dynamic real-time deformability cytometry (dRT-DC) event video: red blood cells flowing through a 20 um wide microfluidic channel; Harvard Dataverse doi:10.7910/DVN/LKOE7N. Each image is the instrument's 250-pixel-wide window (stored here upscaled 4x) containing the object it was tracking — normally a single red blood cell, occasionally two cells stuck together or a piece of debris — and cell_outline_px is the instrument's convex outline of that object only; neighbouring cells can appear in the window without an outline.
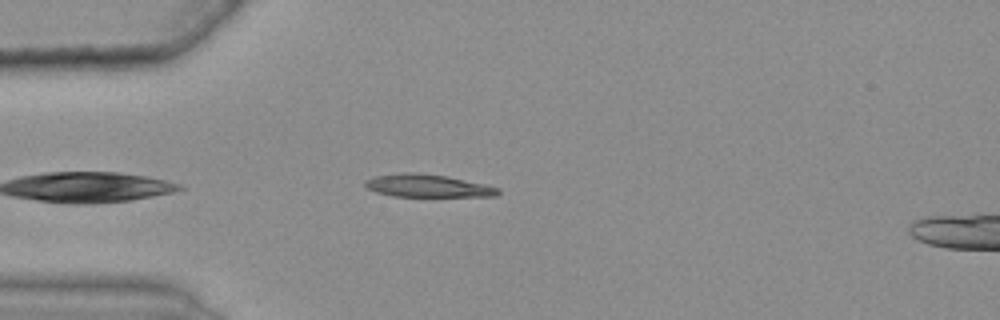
{"species": "common noctule bat (a hibernating species)", "species_latin": "Nyctalus noctula", "temperature_condition": "warm", "stored_images_in_passage": 14, "camera_frame_rate_fps": 3000, "um_per_image_px": 0.085, "animal": {"sex": "female", "body_mass_g": 25.1}, "frame": {"image": 1, "passage_image": 1, "time_ms": 0.0, "image_size_px": [1000, 320], "cell_outline_px": [[500, 192], [496, 196], [392, 196], [376, 192], [368, 188], [364, 184], [364, 180], [372, 176], [408, 172], [412, 172], [448, 176], [484, 184], [500, 188]], "centroid_in_image_um": [36.33, 15.79], "position_along_channel_um": 48.7, "area_um2": 17.57}}
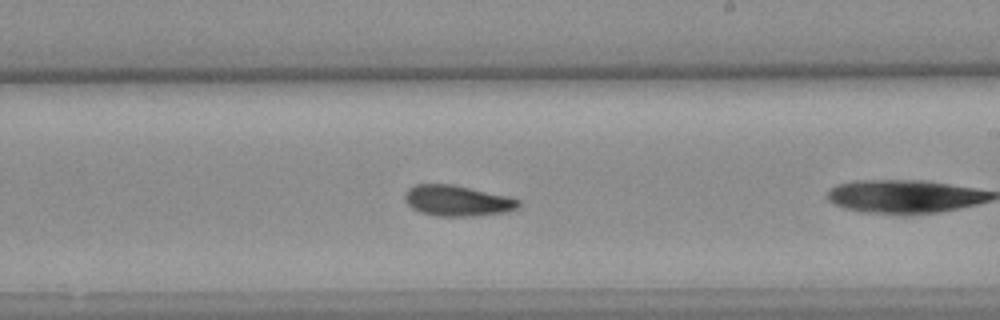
{"frame": {"image": 2, "passage_image": 12, "time_ms": 3.667, "image_size_px": [1000, 320], "cell_outline_px": [[520, 208], [504, 212], [468, 216], [436, 216], [420, 212], [412, 208], [404, 200], [404, 196], [408, 188], [416, 184], [452, 184], [512, 196], [520, 200]], "centroid_in_image_um": [38.89, 17.05], "position_along_channel_um": 250.1, "area_um2": 20.58}}